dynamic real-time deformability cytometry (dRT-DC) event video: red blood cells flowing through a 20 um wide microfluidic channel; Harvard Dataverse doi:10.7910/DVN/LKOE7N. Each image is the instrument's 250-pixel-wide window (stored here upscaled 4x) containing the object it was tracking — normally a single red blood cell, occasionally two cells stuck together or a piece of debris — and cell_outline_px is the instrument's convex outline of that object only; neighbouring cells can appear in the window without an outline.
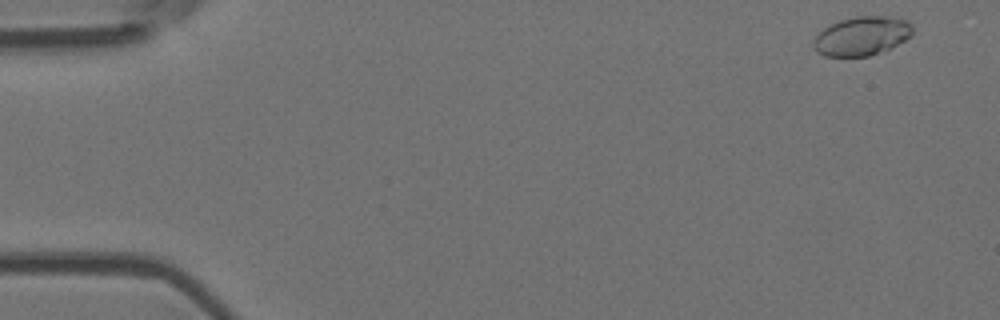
{"species": "Egyptian fruit bat (a non-hibernating species)", "species_latin": "Rousettus aegyptiacus", "temperature_condition": "room temperature", "stored_images_in_passage": 53, "camera_frame_rate_fps": 3000, "um_per_image_px": 0.085, "animal": {"sex": "female"}, "frame": {"image": 1, "passage_image": 2, "time_ms": 0.333, "image_size_px": [1000, 320], "cell_outline_px": [[912, 36], [884, 52], [868, 56], [824, 56], [816, 52], [812, 48], [812, 40], [824, 28], [840, 20], [856, 16], [892, 16], [908, 20], [912, 24]], "centroid_in_image_um": [73.27, 3.07], "position_along_channel_um": 11.7, "area_um2": 22.83}}
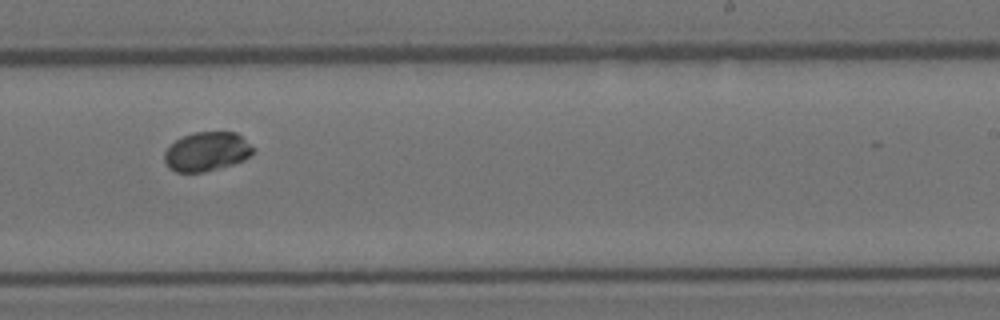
{"frame": {"image": 2, "passage_image": 33, "time_ms": 10.667, "image_size_px": [1000, 320], "cell_outline_px": [[256, 148], [244, 160], [220, 168], [204, 172], [176, 172], [168, 168], [164, 160], [164, 152], [176, 140], [192, 132], [236, 132]], "centroid_in_image_um": [17.57, 12.89], "position_along_channel_um": 271.4, "area_um2": 20.23}}
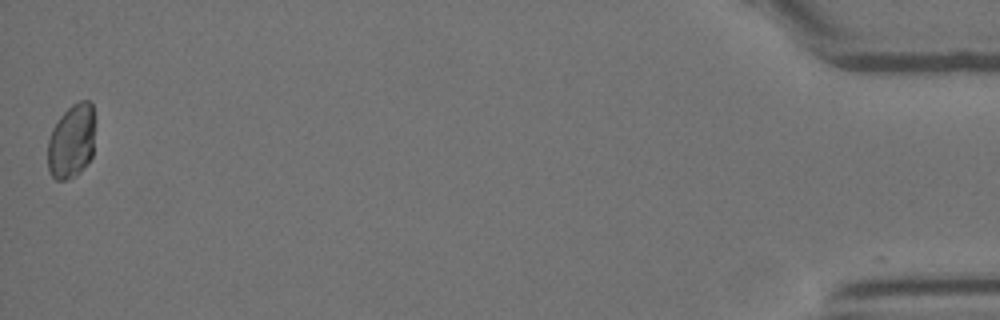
{"frame": {"image": 3, "passage_image": 53, "time_ms": 17.333, "image_size_px": [1000, 320], "cell_outline_px": [[92, 156], [80, 172], [76, 176], [64, 180], [56, 180], [52, 176], [48, 168], [48, 140], [52, 128], [60, 116], [72, 104], [80, 100], [88, 100], [92, 104]], "centroid_in_image_um": [6.04, 12.02], "position_along_channel_um": 429.2, "area_um2": 20.11}, "authors_computed_cell_mechanics": {"area_um2": 21.2126, "velocity_mm_per_s": 3.7631, "shape_relaxation_time_tau1_ms": 6.9472, "shape_relaxation_time_tau2_ms": null, "deformation_change_tau1": 0.177, "deformation_change_tau2": null}}